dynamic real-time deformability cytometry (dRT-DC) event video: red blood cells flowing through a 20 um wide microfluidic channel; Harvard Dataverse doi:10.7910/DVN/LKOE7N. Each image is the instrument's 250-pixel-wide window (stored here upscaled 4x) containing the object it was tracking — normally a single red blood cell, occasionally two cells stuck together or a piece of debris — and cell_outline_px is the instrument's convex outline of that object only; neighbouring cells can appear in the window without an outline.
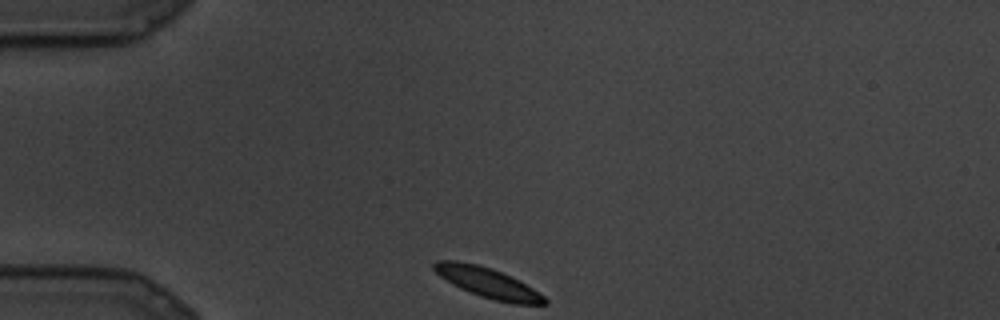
{"species": "common noctule bat (a hibernating species)", "species_latin": "Nyctalus noctula", "temperature_condition": "cold", "stored_images_in_passage": 6, "camera_frame_rate_fps": 3000, "um_per_image_px": 0.085, "animal": {"sex": "male", "body_mass_g": 19.5, "forearm_length_mm": 54.6}, "frame": {"image": 1, "passage_image": 1, "time_ms": 0.0, "image_size_px": [1000, 320], "cell_outline_px": [[548, 304], [512, 304], [480, 296], [460, 288], [452, 284], [440, 276], [432, 268], [432, 264], [436, 260], [456, 260], [476, 264], [492, 268], [520, 280], [544, 296], [548, 300]], "centroid_in_image_um": [41.45, 24.02], "position_along_channel_um": 43.5, "area_um2": 19.42}}
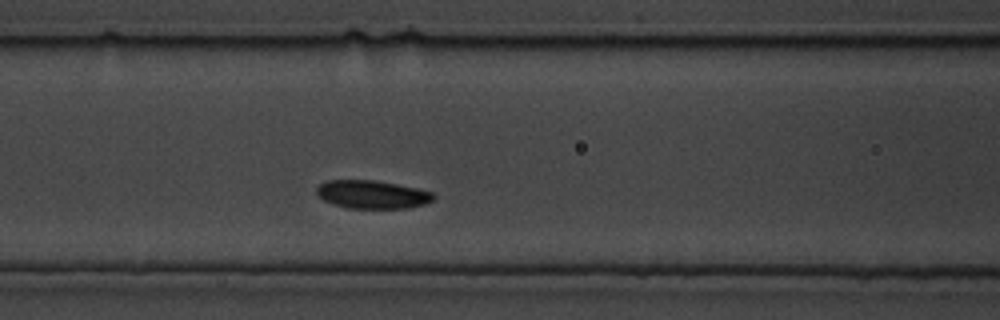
{"frame": {"image": 2, "passage_image": 6, "time_ms": 1.667, "image_size_px": [1000, 320], "cell_outline_px": [[436, 196], [432, 200], [424, 204], [408, 208], [348, 208], [324, 200], [316, 192], [316, 188], [320, 184], [328, 180], [372, 180], [396, 184], [416, 188], [432, 192]], "centroid_in_image_um": [31.65, 16.52], "position_along_channel_um": 135.0, "area_um2": 18.96}}